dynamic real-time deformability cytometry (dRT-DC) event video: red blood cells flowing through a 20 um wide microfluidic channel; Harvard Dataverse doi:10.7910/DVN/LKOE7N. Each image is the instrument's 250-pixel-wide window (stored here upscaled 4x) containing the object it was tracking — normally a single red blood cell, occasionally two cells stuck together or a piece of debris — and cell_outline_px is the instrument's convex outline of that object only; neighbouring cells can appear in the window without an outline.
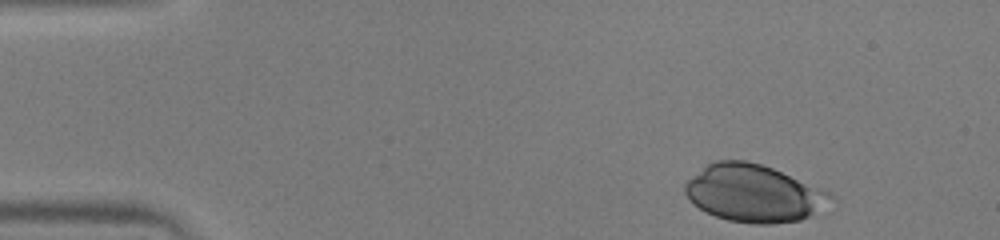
{"species": "human", "species_latin": "Homo sapiens", "temperature_condition": "warm", "stored_images_in_passage": 39, "camera_frame_rate_fps": 3000, "um_per_image_px": 0.085, "donor": {"sex": "male"}, "frame": {"image": 1, "passage_image": 1, "time_ms": 0.0, "image_size_px": [1000, 240], "cell_outline_px": [[836, 200], [808, 216], [800, 220], [772, 224], [752, 224], [728, 220], [716, 216], [692, 204], [684, 192], [684, 184], [692, 176], [708, 164], [716, 160], [744, 160], [760, 164], [772, 168], [828, 192]], "centroid_in_image_um": [64.04, 16.44], "position_along_channel_um": 21.0, "area_um2": 48.15}}
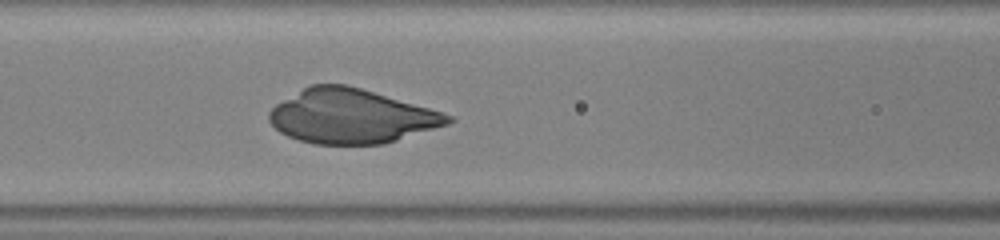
{"frame": {"image": 2, "passage_image": 17, "time_ms": 5.333, "image_size_px": [1000, 240], "cell_outline_px": [[456, 120], [448, 124], [384, 144], [316, 144], [300, 140], [288, 136], [280, 132], [268, 120], [268, 112], [276, 104], [304, 88], [312, 84], [344, 84], [360, 88], [428, 108], [452, 116]], "centroid_in_image_um": [29.84, 9.89], "position_along_channel_um": 136.8, "area_um2": 55.83}}
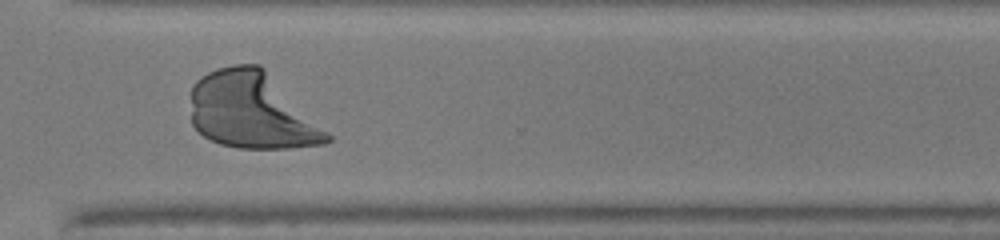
{"frame": {"image": 3, "passage_image": 33, "time_ms": 10.667, "image_size_px": [1000, 240], "cell_outline_px": [[332, 140], [324, 144], [288, 148], [236, 148], [220, 144], [204, 136], [192, 124], [192, 84], [200, 76], [216, 68], [232, 64], [260, 64], [332, 136]], "centroid_in_image_um": [21.38, 9.41], "position_along_channel_um": 349.2, "area_um2": 60.57}}